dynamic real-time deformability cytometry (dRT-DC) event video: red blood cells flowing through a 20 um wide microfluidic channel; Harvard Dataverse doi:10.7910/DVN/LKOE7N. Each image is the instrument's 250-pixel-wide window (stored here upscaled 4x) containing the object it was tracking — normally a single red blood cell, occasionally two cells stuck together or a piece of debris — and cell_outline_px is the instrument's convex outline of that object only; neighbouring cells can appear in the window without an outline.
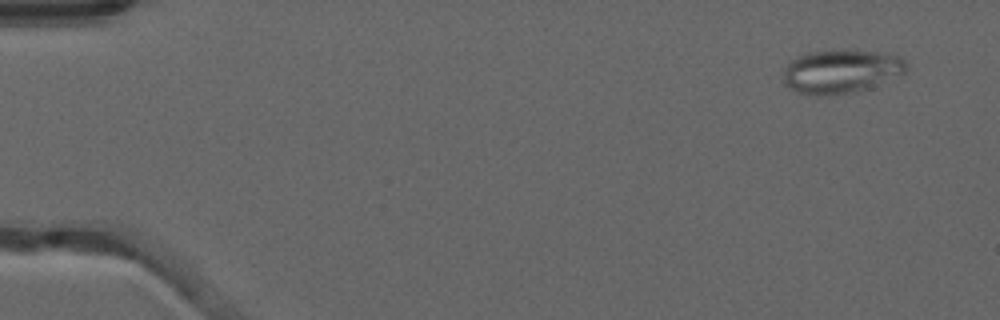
{"species": "common noctule bat (a hibernating species)", "species_latin": "Nyctalus noctula", "temperature_condition": "warm", "stored_images_in_passage": 52, "camera_frame_rate_fps": 3000, "um_per_image_px": 0.085, "animal": {"sex": "male", "forearm_length_mm": 52.5}, "frame": {"image": 1, "passage_image": 4, "time_ms": 1.0, "image_size_px": [1000, 320], "cell_outline_px": [[908, 64], [904, 72], [864, 88], [852, 92], [824, 96], [796, 92], [784, 84], [784, 68], [796, 56], [808, 52], [836, 48], [892, 52], [900, 56]], "centroid_in_image_um": [71.46, 6.0], "position_along_channel_um": 13.5, "area_um2": 31.56}}
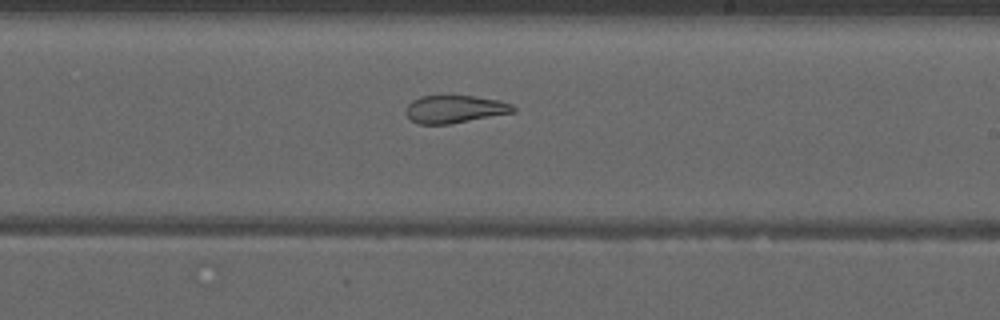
{"frame": {"image": 2, "passage_image": 32, "time_ms": 10.333, "image_size_px": [1000, 320], "cell_outline_px": [[516, 112], [448, 124], [416, 124], [404, 112], [408, 104], [412, 100], [420, 96], [472, 96], [500, 100], [512, 104], [516, 108]], "centroid_in_image_um": [38.65, 9.28], "position_along_channel_um": 250.3, "area_um2": 17.34}}
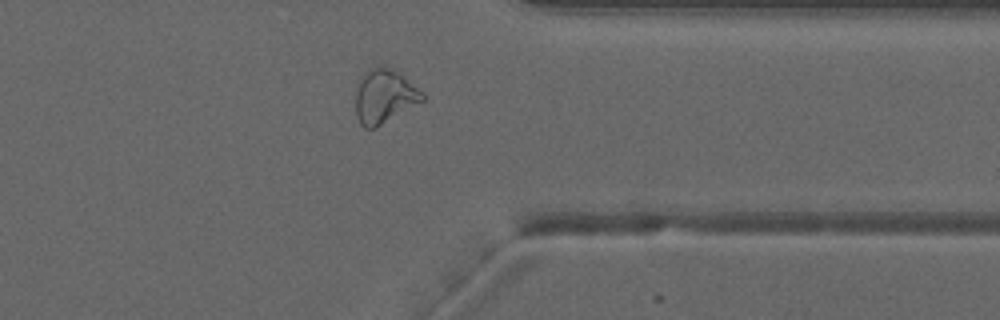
{"frame": {"image": 3, "passage_image": 42, "time_ms": 13.667, "image_size_px": [1000, 320], "cell_outline_px": [[424, 100], [376, 128], [364, 128], [360, 124], [356, 116], [356, 84], [364, 72], [368, 68], [388, 68], [400, 72], [424, 92]], "centroid_in_image_um": [32.66, 8.19], "position_along_channel_um": 378.7, "area_um2": 21.1}, "authors_computed_cell_mechanics": {"area_um2": 23.9292, "velocity_mm_per_s": 3.9787, "shape_relaxation_time_tau1_ms": null, "shape_relaxation_time_tau2_ms": 2.1814, "deformation_change_tau1": null, "deformation_change_tau2": 0.1053}}